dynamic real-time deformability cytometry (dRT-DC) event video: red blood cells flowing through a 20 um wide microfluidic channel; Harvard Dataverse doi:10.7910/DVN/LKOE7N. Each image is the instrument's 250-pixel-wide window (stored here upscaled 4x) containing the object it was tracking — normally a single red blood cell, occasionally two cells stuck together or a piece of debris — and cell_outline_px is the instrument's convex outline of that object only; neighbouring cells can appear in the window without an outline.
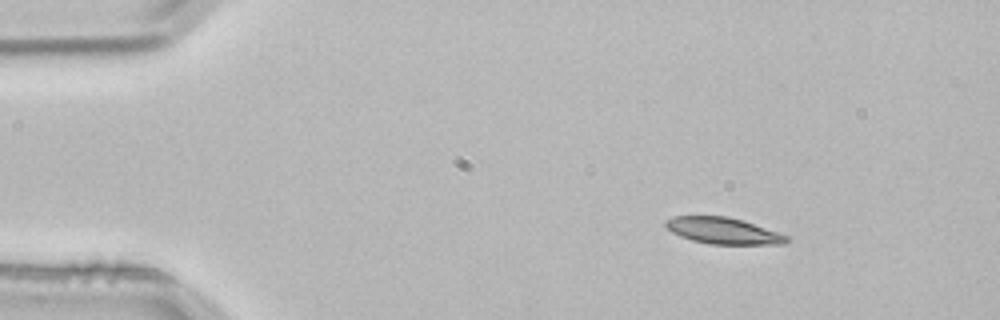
{"species": "common noctule bat (a hibernating species)", "species_latin": "Nyctalus noctula", "temperature_condition": "room temperature", "stored_images_in_passage": 2, "camera_frame_rate_fps": 3000, "um_per_image_px": 0.085, "animal": {"sex": "male", "body_mass_g": 21.5, "forearm_length_mm": 52.0}, "frame": {"image": 1, "passage_image": 1, "time_ms": 0.0, "image_size_px": [1000, 320], "cell_outline_px": [[788, 240], [784, 244], [708, 244], [692, 240], [680, 236], [672, 232], [664, 224], [664, 220], [672, 216], [728, 216], [744, 220], [788, 236]], "centroid_in_image_um": [61.44, 19.6], "position_along_channel_um": 23.6, "area_um2": 18.61}}